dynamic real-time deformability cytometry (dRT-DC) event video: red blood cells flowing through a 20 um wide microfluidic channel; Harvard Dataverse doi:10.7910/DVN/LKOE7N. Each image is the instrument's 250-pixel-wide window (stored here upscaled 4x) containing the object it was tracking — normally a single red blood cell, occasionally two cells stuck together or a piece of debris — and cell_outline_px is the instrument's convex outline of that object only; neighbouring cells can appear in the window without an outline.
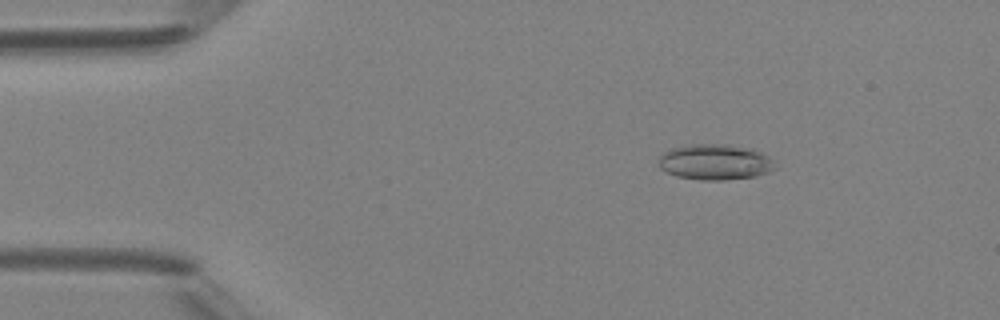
{"species": "Egyptian fruit bat (a non-hibernating species)", "species_latin": "Rousettus aegyptiacus", "temperature_condition": "room temperature", "stored_images_in_passage": 3, "camera_frame_rate_fps": 3000, "um_per_image_px": 0.085, "animal": {"sex": "female"}, "frame": {"image": 1, "passage_image": 1, "time_ms": 0.0, "image_size_px": [1000, 320], "cell_outline_px": [[780, 164], [776, 168], [768, 172], [756, 176], [724, 180], [704, 180], [676, 176], [660, 168], [656, 164], [660, 156], [664, 152], [672, 148], [692, 144], [724, 144], [752, 148], [768, 156]], "centroid_in_image_um": [60.81, 13.77], "position_along_channel_um": 24.2, "area_um2": 24.45}}